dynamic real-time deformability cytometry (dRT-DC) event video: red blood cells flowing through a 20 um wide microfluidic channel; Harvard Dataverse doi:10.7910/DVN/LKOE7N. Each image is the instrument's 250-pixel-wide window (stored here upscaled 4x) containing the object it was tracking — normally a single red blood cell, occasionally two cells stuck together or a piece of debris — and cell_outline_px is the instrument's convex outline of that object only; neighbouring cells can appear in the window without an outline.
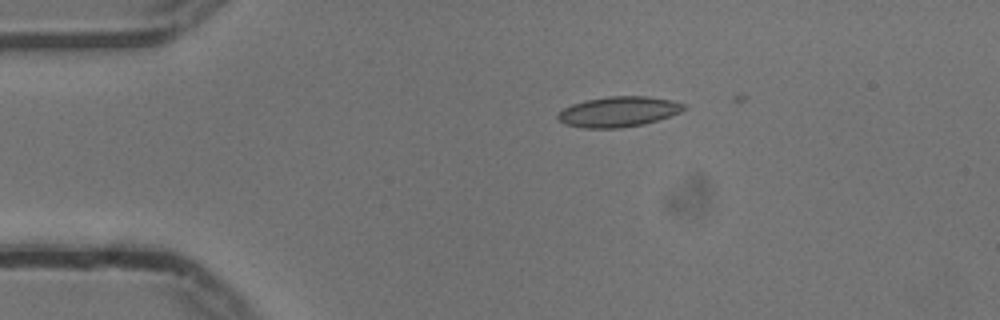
{"species": "common noctule bat (a hibernating species)", "species_latin": "Nyctalus noctula", "temperature_condition": "cold", "stored_images_in_passage": 7, "camera_frame_rate_fps": 3000, "um_per_image_px": 0.085, "animal": {"sex": "male", "body_mass_g": 13.3}, "frame": {"image": 1, "passage_image": 1, "time_ms": 0.0, "image_size_px": [1000, 320], "cell_outline_px": [[688, 108], [680, 112], [644, 124], [620, 128], [584, 128], [564, 124], [556, 116], [564, 108], [572, 104], [584, 100], [608, 96], [648, 96], [672, 100], [684, 104]], "centroid_in_image_um": [52.57, 9.49], "position_along_channel_um": 32.4, "area_um2": 22.25}}